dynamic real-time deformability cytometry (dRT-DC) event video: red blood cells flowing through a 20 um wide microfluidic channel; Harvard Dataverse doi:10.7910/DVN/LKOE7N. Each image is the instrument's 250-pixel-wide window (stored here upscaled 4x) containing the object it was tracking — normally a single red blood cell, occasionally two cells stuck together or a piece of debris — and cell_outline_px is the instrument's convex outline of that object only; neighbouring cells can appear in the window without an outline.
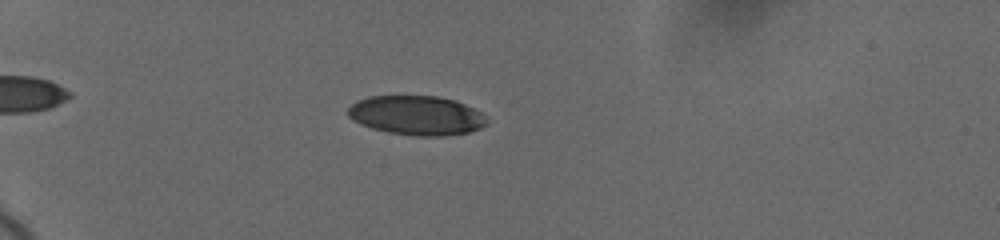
{"species": "human", "species_latin": "Homo sapiens", "temperature_condition": "cold", "stored_images_in_passage": 35, "camera_frame_rate_fps": 3000, "um_per_image_px": 0.085, "donor": {"sex": "female"}, "frame": {"image": 1, "passage_image": 19, "time_ms": 6.0, "image_size_px": [1000, 240], "cell_outline_px": [[488, 120], [480, 128], [468, 132], [440, 136], [416, 136], [392, 132], [372, 128], [348, 116], [348, 108], [356, 100], [368, 96], [436, 96], [456, 100], [480, 112]], "centroid_in_image_um": [35.41, 9.79], "position_along_channel_um": 49.6, "area_um2": 31.39}}
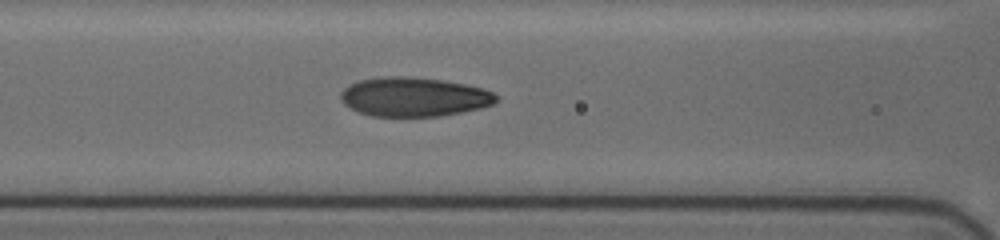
{"frame": {"image": 2, "passage_image": 28, "time_ms": 9.333, "image_size_px": [1000, 240], "cell_outline_px": [[496, 100], [492, 104], [480, 108], [440, 116], [372, 116], [360, 112], [344, 104], [340, 96], [340, 92], [344, 88], [360, 80], [384, 76], [400, 76], [440, 80], [464, 84], [484, 88], [492, 92], [496, 96]], "centroid_in_image_um": [35.17, 8.23], "position_along_channel_um": 131.4, "area_um2": 35.03}}
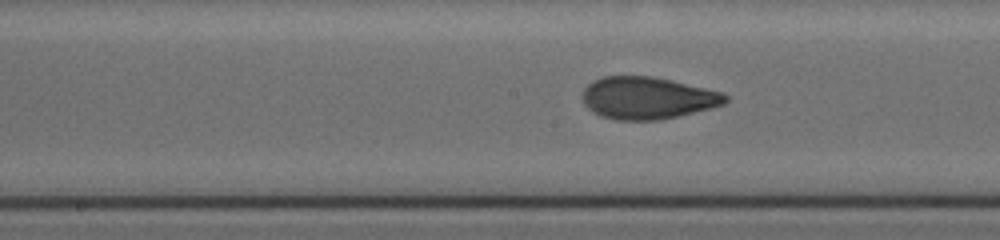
{"frame": {"image": 3, "passage_image": 33, "time_ms": 11.0, "image_size_px": [1000, 240], "cell_outline_px": [[728, 100], [724, 104], [660, 120], [616, 120], [600, 116], [592, 112], [584, 104], [584, 88], [592, 80], [604, 76], [652, 76], [672, 80], [724, 92], [728, 96]], "centroid_in_image_um": [55.03, 8.32], "position_along_channel_um": 193.2, "area_um2": 35.08}}